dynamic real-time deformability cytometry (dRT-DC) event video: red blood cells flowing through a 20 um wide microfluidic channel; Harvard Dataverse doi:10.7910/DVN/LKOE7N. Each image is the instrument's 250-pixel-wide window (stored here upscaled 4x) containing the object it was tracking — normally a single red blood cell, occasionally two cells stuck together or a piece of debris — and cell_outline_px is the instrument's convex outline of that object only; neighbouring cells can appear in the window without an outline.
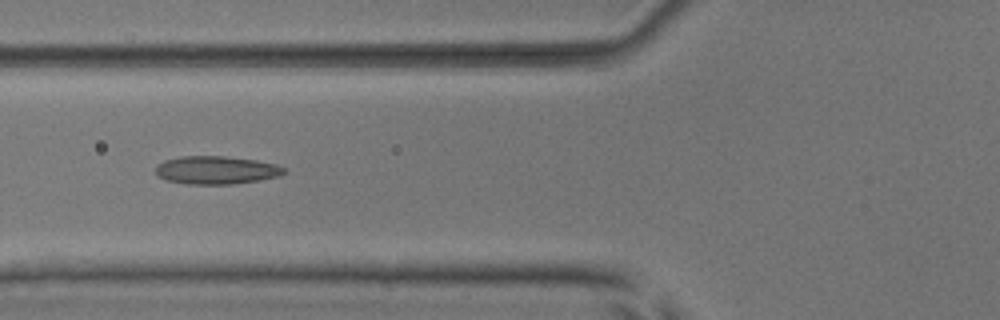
{"species": "common noctule bat (a hibernating species)", "species_latin": "Nyctalus noctula", "temperature_condition": "room temperature", "stored_images_in_passage": 2, "camera_frame_rate_fps": 3000, "um_per_image_px": 0.085, "animal": {"sex": "male", "body_mass_g": 17.9, "forearm_length_mm": 54.2}, "frame": {"image": 1, "passage_image": 2, "time_ms": 1.333, "image_size_px": [1000, 320], "cell_outline_px": [[288, 172], [280, 176], [260, 180], [232, 184], [184, 184], [168, 180], [156, 176], [156, 164], [164, 160], [180, 156], [224, 156], [256, 160], [276, 164], [284, 168]], "centroid_in_image_um": [18.38, 14.46], "position_along_channel_um": 107.4, "area_um2": 21.21}}